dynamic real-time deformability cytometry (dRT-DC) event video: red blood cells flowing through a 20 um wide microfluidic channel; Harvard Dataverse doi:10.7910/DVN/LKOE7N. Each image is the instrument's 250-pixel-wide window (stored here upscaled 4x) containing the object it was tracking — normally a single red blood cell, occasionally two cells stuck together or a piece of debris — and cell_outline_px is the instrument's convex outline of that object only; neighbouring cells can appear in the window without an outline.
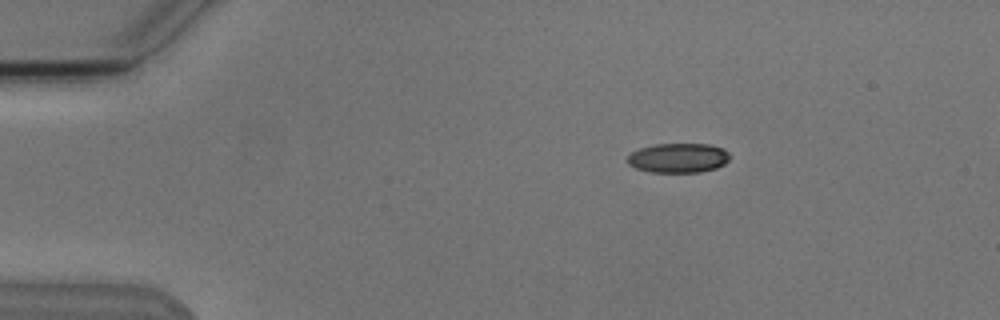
{"species": "Egyptian fruit bat (a non-hibernating species)", "species_latin": "Rousettus aegyptiacus", "temperature_condition": "cold", "stored_images_in_passage": 4, "segment_of_instrument_passage": [1, 2], "camera_frame_rate_fps": 3000, "um_per_image_px": 0.085, "animal": {"sex": "male"}, "frame": {"image": 1, "passage_image": 1, "time_ms": 0.0, "image_size_px": [1000, 320], "cell_outline_px": [[732, 156], [724, 164], [716, 168], [700, 172], [652, 172], [636, 168], [628, 164], [628, 156], [632, 152], [640, 148], [652, 144], [708, 144], [724, 148]], "centroid_in_image_um": [57.68, 13.42], "position_along_channel_um": 27.3, "area_um2": 17.69}}